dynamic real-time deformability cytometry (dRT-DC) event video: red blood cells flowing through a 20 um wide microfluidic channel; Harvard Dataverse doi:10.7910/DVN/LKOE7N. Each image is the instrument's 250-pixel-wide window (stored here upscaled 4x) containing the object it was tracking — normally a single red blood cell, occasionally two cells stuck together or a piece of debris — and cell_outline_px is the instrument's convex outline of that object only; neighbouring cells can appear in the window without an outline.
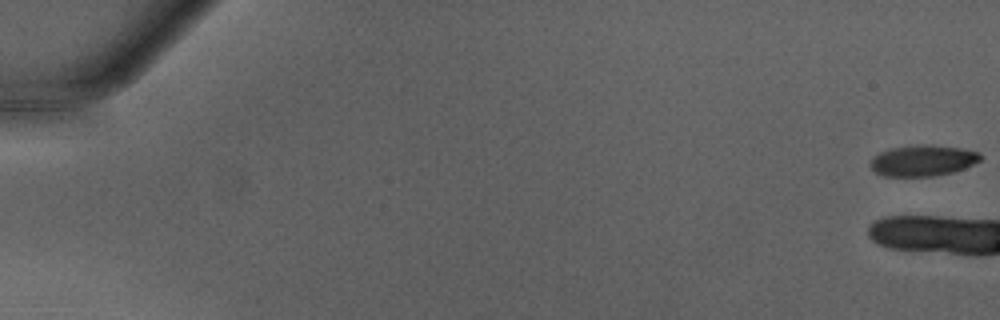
{"species": "Egyptian fruit bat (a non-hibernating species)", "species_latin": "Rousettus aegyptiacus", "temperature_condition": "warm", "stored_images_in_passage": 4, "camera_frame_rate_fps": 3000, "um_per_image_px": 0.085, "animal": {"sex": "male"}, "frame": {"image": 1, "passage_image": 1, "time_ms": 0.0, "image_size_px": [1000, 320], "cell_outline_px": [[984, 156], [980, 160], [964, 168], [952, 172], [932, 176], [884, 176], [876, 172], [868, 164], [872, 156], [880, 152], [892, 148], [912, 144], [932, 144], [964, 148], [980, 152]], "centroid_in_image_um": [78.44, 13.62], "position_along_channel_um": 6.6, "area_um2": 20.23}}